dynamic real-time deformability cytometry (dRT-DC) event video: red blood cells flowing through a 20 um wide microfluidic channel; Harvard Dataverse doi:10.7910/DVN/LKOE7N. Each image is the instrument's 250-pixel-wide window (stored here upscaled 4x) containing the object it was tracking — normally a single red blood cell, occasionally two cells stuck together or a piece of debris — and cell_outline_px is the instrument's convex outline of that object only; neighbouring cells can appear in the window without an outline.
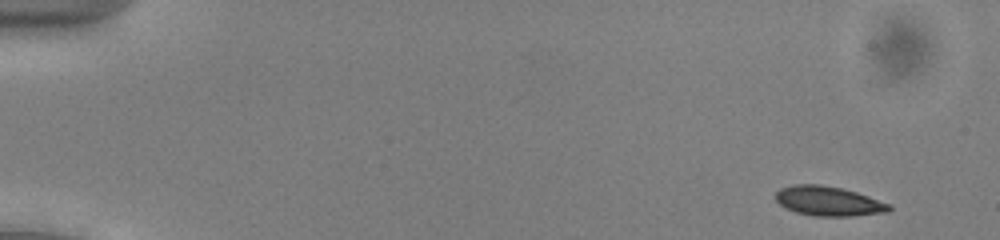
{"species": "common noctule bat (a hibernating species)", "species_latin": "Nyctalus noctula", "temperature_condition": "cold", "stored_images_in_passage": 51, "camera_frame_rate_fps": 3000, "um_per_image_px": 0.085, "animal": {"sex": "male", "body_mass_g": 13.0, "forearm_length_mm": 53.1}, "frame": {"image": 1, "passage_image": 2, "time_ms": 0.333, "image_size_px": [1000, 240], "cell_outline_px": [[892, 208], [888, 212], [852, 216], [816, 216], [796, 212], [780, 204], [776, 200], [776, 192], [780, 188], [796, 184], [820, 184], [840, 188], [856, 192], [892, 204]], "centroid_in_image_um": [70.45, 17.09], "position_along_channel_um": 14.5, "area_um2": 19.48}}
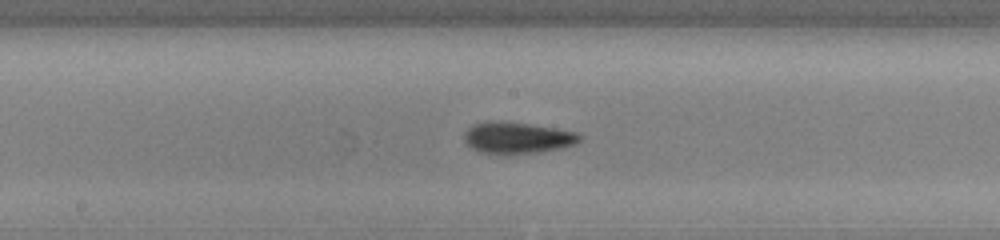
{"frame": {"image": 2, "passage_image": 27, "time_ms": 8.667, "image_size_px": [1000, 240], "cell_outline_px": [[584, 136], [576, 144], [560, 148], [540, 152], [512, 156], [500, 156], [480, 152], [472, 148], [464, 140], [464, 132], [472, 124], [488, 120], [492, 120], [528, 124], [556, 128], [576, 132]], "centroid_in_image_um": [43.95, 11.74], "position_along_channel_um": 204.3, "area_um2": 21.85}}
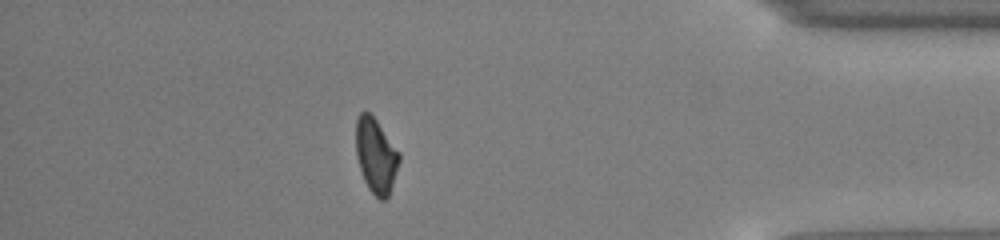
{"frame": {"image": 3, "passage_image": 45, "time_ms": 14.667, "image_size_px": [1000, 240], "cell_outline_px": [[400, 160], [388, 196], [384, 200], [380, 200], [368, 188], [364, 180], [356, 156], [356, 120], [360, 112], [368, 112], [376, 120], [400, 152]], "centroid_in_image_um": [31.95, 13.22], "position_along_channel_um": 403.3, "area_um2": 18.67}, "authors_computed_cell_mechanics": {"area_um2": 19.8254, "velocity_mm_per_s": 3.9244, "shape_relaxation_time_tau1_ms": 4.3882, "shape_relaxation_time_tau2_ms": 6.6639, "deformation_change_tau1": 0.1135, "deformation_change_tau2": 0.0926}}